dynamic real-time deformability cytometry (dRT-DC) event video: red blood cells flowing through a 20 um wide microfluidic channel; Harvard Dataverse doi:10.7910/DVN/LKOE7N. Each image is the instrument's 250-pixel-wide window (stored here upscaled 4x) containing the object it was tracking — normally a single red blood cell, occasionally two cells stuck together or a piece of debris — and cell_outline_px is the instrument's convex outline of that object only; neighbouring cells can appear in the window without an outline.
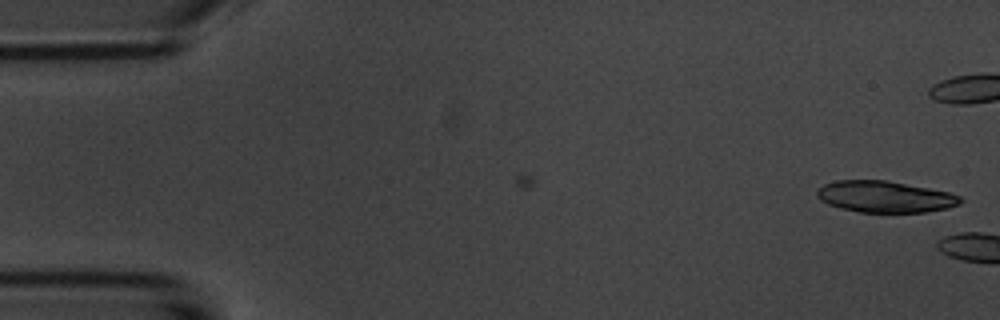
{"species": "common noctule bat (a hibernating species)", "species_latin": "Nyctalus noctula", "temperature_condition": "room temperature", "stored_images_in_passage": 7, "camera_frame_rate_fps": 3000, "um_per_image_px": 0.085, "animal": {"sex": "male", "body_mass_g": 20.1, "forearm_length_mm": 53.5}, "frame": {"image": 1, "passage_image": 7, "time_ms": 2.0, "image_size_px": [1000, 320], "cell_outline_px": [[964, 200], [960, 204], [948, 208], [924, 212], [860, 212], [840, 208], [828, 204], [820, 200], [816, 196], [816, 192], [824, 184], [836, 180], [888, 180], [948, 192], [960, 196]], "centroid_in_image_um": [75.22, 16.72], "position_along_channel_um": 9.8, "area_um2": 26.3}}